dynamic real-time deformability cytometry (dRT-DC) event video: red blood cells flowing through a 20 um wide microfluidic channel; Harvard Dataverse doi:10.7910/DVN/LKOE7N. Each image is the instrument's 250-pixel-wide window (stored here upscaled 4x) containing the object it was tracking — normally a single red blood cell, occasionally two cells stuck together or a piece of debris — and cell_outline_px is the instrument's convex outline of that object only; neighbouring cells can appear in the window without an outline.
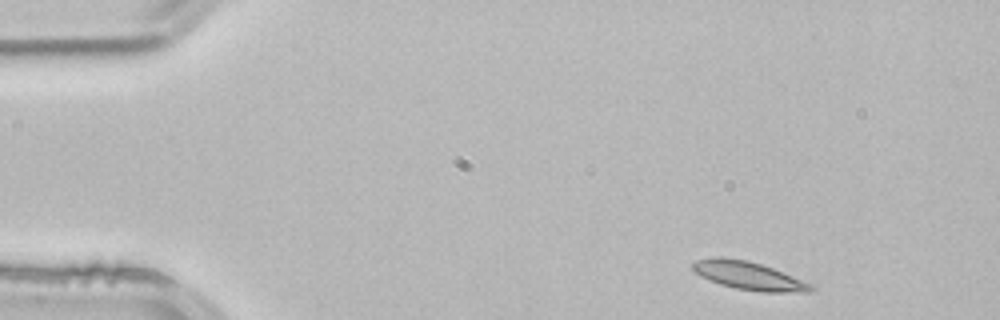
{"species": "common noctule bat (a hibernating species)", "species_latin": "Nyctalus noctula", "temperature_condition": "room temperature", "stored_images_in_passage": 3, "camera_frame_rate_fps": 3000, "um_per_image_px": 0.085, "animal": {"sex": "male", "body_mass_g": 21.5, "forearm_length_mm": 52.0}, "frame": {"image": 1, "passage_image": 1, "time_ms": 0.0, "image_size_px": [1000, 320], "cell_outline_px": [[816, 288], [808, 292], [760, 292], [736, 288], [720, 284], [700, 276], [692, 268], [692, 264], [696, 260], [712, 256], [720, 256], [748, 260], [772, 268], [812, 284]], "centroid_in_image_um": [63.61, 23.42], "position_along_channel_um": 21.4, "area_um2": 19.36}}
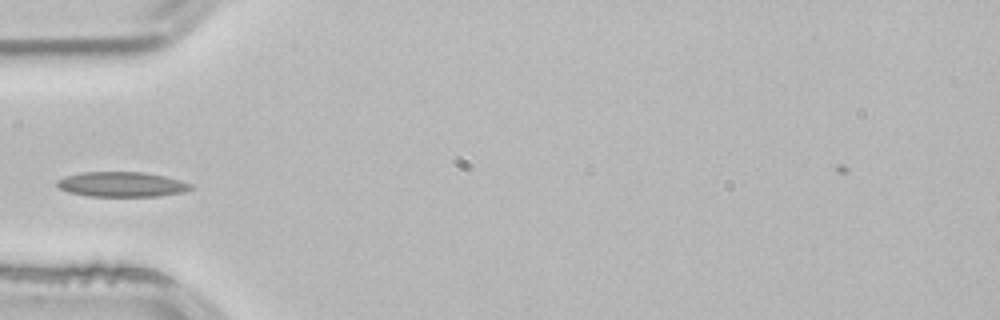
{"frame": {"image": 2, "passage_image": 3, "time_ms": 0.667, "image_size_px": [1000, 320], "cell_outline_px": [[192, 188], [184, 192], [160, 196], [88, 196], [68, 192], [60, 188], [56, 184], [56, 180], [64, 176], [84, 172], [144, 172], [164, 176], [180, 180], [192, 184]], "centroid_in_image_um": [10.34, 15.67], "position_along_channel_um": 74.7, "area_um2": 19.48}}